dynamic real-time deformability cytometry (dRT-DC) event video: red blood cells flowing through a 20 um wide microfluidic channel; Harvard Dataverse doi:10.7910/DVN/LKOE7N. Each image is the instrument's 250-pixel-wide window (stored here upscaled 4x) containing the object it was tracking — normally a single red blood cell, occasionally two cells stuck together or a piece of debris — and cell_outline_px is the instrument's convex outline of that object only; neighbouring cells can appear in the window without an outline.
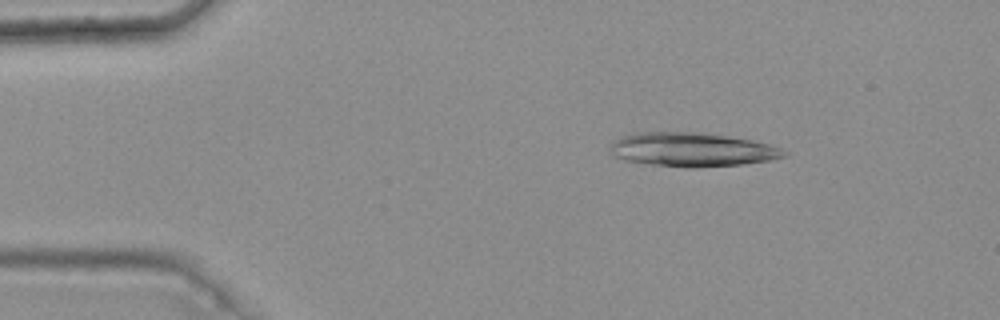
{"species": "common noctule bat (a hibernating species)", "species_latin": "Nyctalus noctula", "temperature_condition": "warm", "stored_images_in_passage": 5, "camera_frame_rate_fps": 3000, "um_per_image_px": 0.085, "animal": {"sex": "female", "body_mass_g": 25.1}, "frame": {"image": 1, "passage_image": 3, "time_ms": 0.667, "image_size_px": [1000, 320], "cell_outline_px": [[788, 152], [784, 156], [768, 160], [740, 164], [692, 168], [684, 168], [652, 164], [628, 160], [612, 156], [612, 140], [620, 136], [636, 132], [704, 132], [752, 140], [768, 144], [780, 148]], "centroid_in_image_um": [58.79, 12.7], "position_along_channel_um": 26.2, "area_um2": 34.28}}